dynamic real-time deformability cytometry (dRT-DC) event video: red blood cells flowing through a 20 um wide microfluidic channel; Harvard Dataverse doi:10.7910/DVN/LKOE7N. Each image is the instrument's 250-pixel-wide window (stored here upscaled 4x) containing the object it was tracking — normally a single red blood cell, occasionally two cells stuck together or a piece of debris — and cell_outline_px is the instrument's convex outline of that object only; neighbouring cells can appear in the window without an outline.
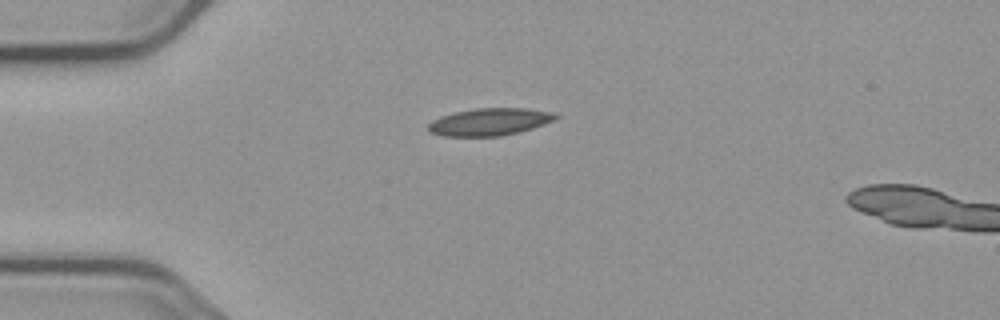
{"species": "common noctule bat (a hibernating species)", "species_latin": "Nyctalus noctula", "temperature_condition": "cold", "stored_images_in_passage": 2, "camera_frame_rate_fps": 3000, "um_per_image_px": 0.085, "animal": {"sex": "male", "body_mass_g": 23.1, "forearm_length_mm": 52.7}, "frame": {"image": 1, "passage_image": 1, "time_ms": 0.0, "image_size_px": [1000, 320], "cell_outline_px": [[560, 116], [552, 120], [532, 128], [520, 132], [500, 136], [440, 136], [428, 132], [428, 124], [432, 120], [440, 116], [472, 108], [524, 108], [548, 112]], "centroid_in_image_um": [41.53, 10.36], "position_along_channel_um": 43.5, "area_um2": 20.17}}